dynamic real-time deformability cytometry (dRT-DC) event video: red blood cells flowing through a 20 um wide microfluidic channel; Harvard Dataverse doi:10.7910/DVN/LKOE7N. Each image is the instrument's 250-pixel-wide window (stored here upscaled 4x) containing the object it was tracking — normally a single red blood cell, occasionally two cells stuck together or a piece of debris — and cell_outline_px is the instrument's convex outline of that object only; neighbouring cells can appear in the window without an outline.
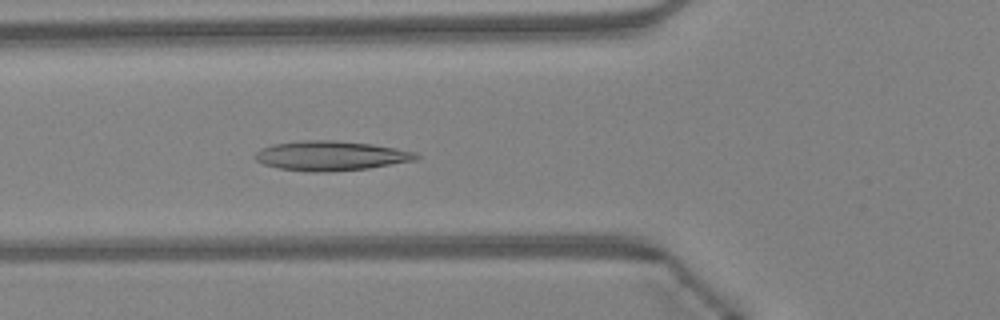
{"species": "Egyptian fruit bat (a non-hibernating species)", "species_latin": "Rousettus aegyptiacus", "temperature_condition": "warm", "stored_images_in_passage": 37, "camera_frame_rate_fps": 3000, "um_per_image_px": 0.085, "animal": {"sex": "female"}, "frame": {"image": 1, "passage_image": 7, "time_ms": 2.0, "image_size_px": [1000, 320], "cell_outline_px": [[420, 156], [416, 160], [368, 168], [328, 172], [312, 172], [280, 168], [264, 164], [256, 160], [252, 156], [256, 152], [272, 144], [304, 140], [332, 140], [372, 144], [396, 148], [416, 152]], "centroid_in_image_um": [28.13, 13.24], "position_along_channel_um": 97.7, "area_um2": 27.69}}
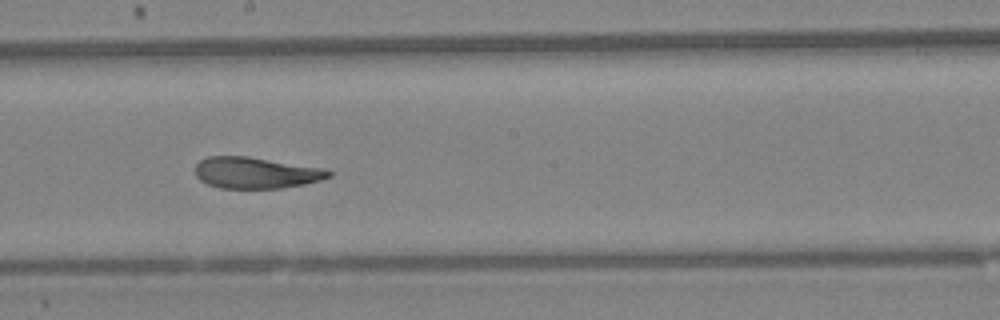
{"frame": {"image": 2, "passage_image": 16, "time_ms": 5.0, "image_size_px": [1000, 320], "cell_outline_px": [[332, 176], [320, 180], [304, 184], [280, 188], [220, 188], [208, 184], [200, 180], [196, 176], [196, 164], [200, 160], [208, 156], [248, 156], [324, 168], [332, 172]], "centroid_in_image_um": [21.75, 14.68], "position_along_channel_um": 226.5, "area_um2": 24.33}}
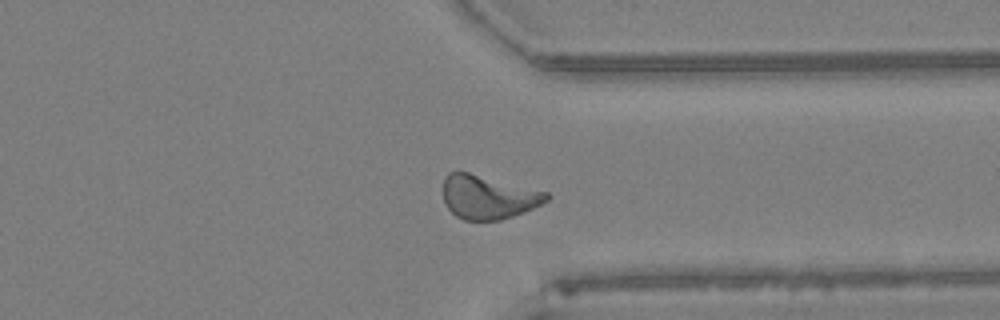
{"frame": {"image": 3, "passage_image": 26, "time_ms": 8.333, "image_size_px": [1000, 320], "cell_outline_px": [[548, 200], [524, 212], [500, 220], [464, 220], [456, 216], [444, 204], [444, 180], [448, 172], [468, 172], [548, 192]], "centroid_in_image_um": [41.47, 16.75], "position_along_channel_um": 369.9, "area_um2": 26.07}, "authors_computed_cell_mechanics": {"area_um2": 25.0852, "velocity_mm_per_s": 4.3214, "shape_relaxation_time_tau1_ms": 10.6229, "shape_relaxation_time_tau2_ms": 1.8097, "deformation_change_tau1": 0.2761, "deformation_change_tau2": 0.0909}}